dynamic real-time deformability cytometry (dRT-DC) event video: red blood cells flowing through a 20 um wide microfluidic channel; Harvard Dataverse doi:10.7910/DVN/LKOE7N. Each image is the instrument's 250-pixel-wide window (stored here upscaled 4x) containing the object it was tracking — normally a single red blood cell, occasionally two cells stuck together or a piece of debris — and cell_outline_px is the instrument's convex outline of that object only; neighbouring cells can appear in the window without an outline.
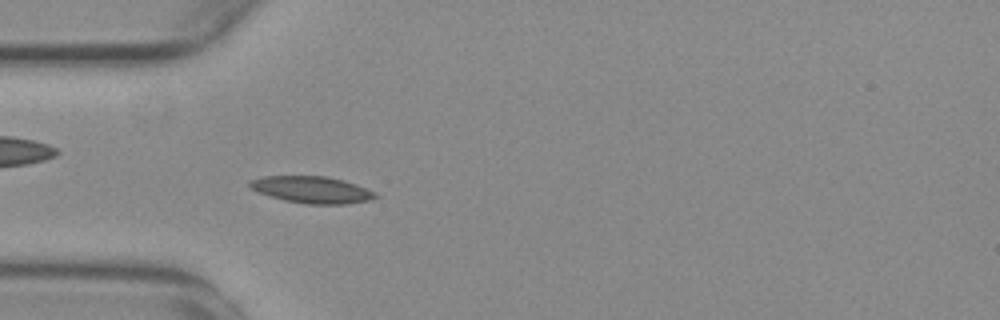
{"species": "common noctule bat (a hibernating species)", "species_latin": "Nyctalus noctula", "temperature_condition": "warm", "stored_images_in_passage": 48, "camera_frame_rate_fps": 3000, "um_per_image_px": 0.085, "animal": {"sex": "female", "body_mass_g": 29.2, "forearm_length_mm": 56.3}, "frame": {"image": 1, "passage_image": 12, "time_ms": 3.667, "image_size_px": [1000, 320], "cell_outline_px": [[380, 196], [372, 200], [348, 204], [304, 204], [284, 200], [256, 192], [248, 184], [248, 180], [264, 176], [324, 176], [344, 180], [356, 184], [376, 192]], "centroid_in_image_um": [26.53, 16.13], "position_along_channel_um": 58.5, "area_um2": 19.88}}
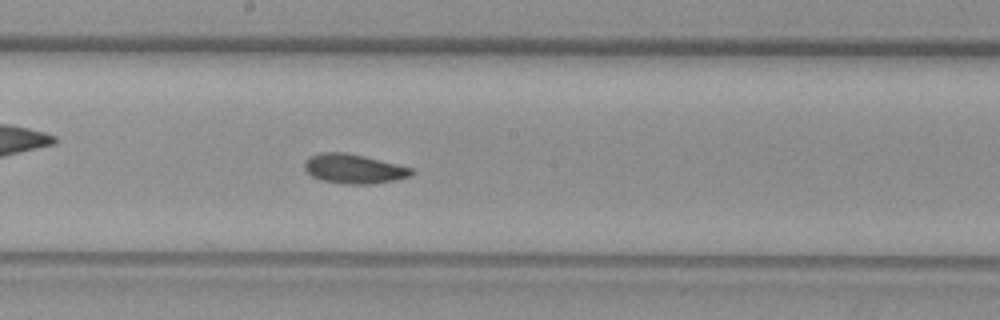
{"frame": {"image": 2, "passage_image": 25, "time_ms": 8.0, "image_size_px": [1000, 320], "cell_outline_px": [[416, 172], [412, 176], [372, 184], [344, 184], [320, 180], [312, 176], [304, 168], [304, 160], [308, 156], [320, 152], [344, 152], [364, 156], [412, 168]], "centroid_in_image_um": [30.04, 14.34], "position_along_channel_um": 218.2, "area_um2": 18.44}}
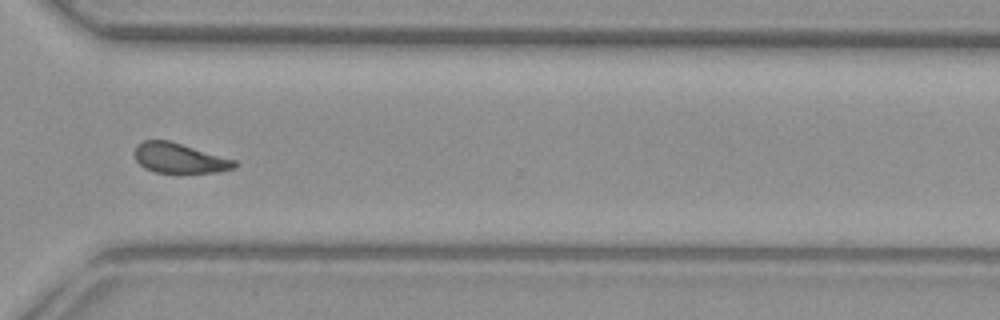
{"frame": {"image": 3, "passage_image": 36, "time_ms": 11.667, "image_size_px": [1000, 320], "cell_outline_px": [[240, 164], [236, 168], [220, 172], [180, 176], [156, 172], [144, 168], [136, 160], [136, 144], [144, 140], [168, 140], [236, 160]], "centroid_in_image_um": [15.32, 13.51], "position_along_channel_um": 355.3, "area_um2": 18.26}}